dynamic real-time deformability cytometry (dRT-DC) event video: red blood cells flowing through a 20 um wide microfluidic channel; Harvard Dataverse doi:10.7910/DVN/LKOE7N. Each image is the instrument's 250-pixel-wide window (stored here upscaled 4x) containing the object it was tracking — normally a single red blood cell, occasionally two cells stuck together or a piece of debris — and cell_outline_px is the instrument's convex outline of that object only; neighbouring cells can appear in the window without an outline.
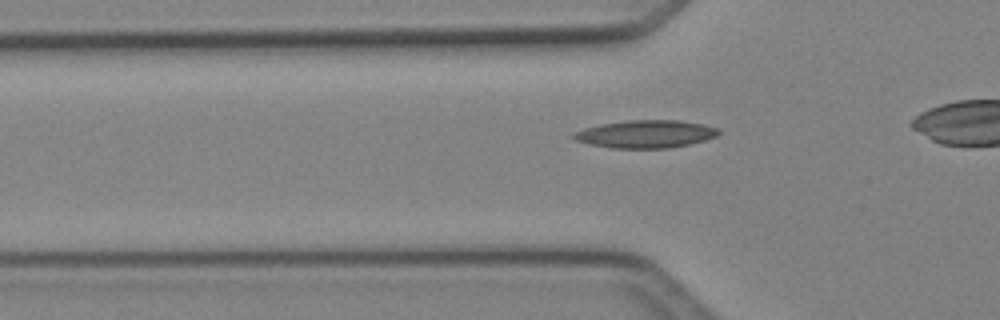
{"species": "Egyptian fruit bat (a non-hibernating species)", "species_latin": "Rousettus aegyptiacus", "temperature_condition": "cold", "stored_images_in_passage": 28, "camera_frame_rate_fps": 3000, "um_per_image_px": 0.085, "animal": {"sex": "female"}, "frame": {"image": 1, "passage_image": 5, "time_ms": 1.333, "image_size_px": [1000, 320], "cell_outline_px": [[720, 132], [716, 136], [704, 140], [688, 144], [668, 148], [612, 148], [592, 144], [576, 140], [568, 136], [572, 132], [584, 128], [600, 124], [628, 120], [680, 120], [704, 124], [716, 128]], "centroid_in_image_um": [54.84, 11.38], "position_along_channel_um": 71.0, "area_um2": 23.41}}
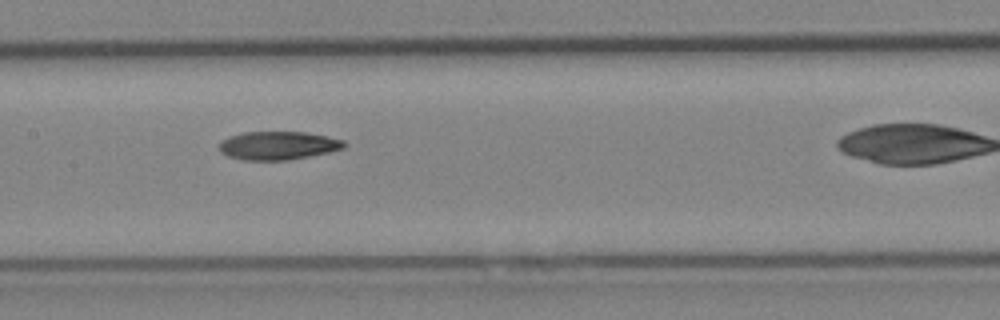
{"frame": {"image": 2, "passage_image": 13, "time_ms": 4.0, "image_size_px": [1000, 320], "cell_outline_px": [[348, 144], [344, 148], [328, 152], [288, 160], [244, 160], [228, 156], [220, 152], [220, 140], [228, 136], [244, 132], [304, 132], [328, 136], [344, 140]], "centroid_in_image_um": [23.63, 12.36], "position_along_channel_um": 183.8, "area_um2": 20.69}}
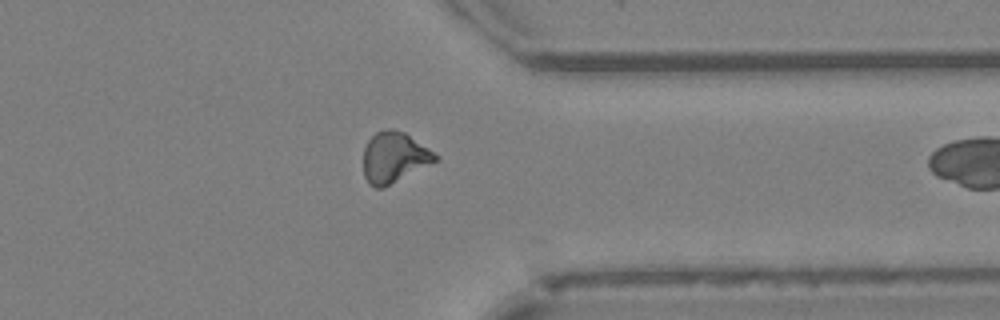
{"frame": {"image": 3, "passage_image": 27, "time_ms": 8.667, "image_size_px": [1000, 320], "cell_outline_px": [[440, 156], [436, 160], [384, 188], [376, 188], [368, 184], [364, 176], [364, 148], [368, 140], [376, 132], [388, 128], [392, 128], [404, 132]], "centroid_in_image_um": [33.47, 13.37], "position_along_channel_um": 377.9, "area_um2": 21.04}}